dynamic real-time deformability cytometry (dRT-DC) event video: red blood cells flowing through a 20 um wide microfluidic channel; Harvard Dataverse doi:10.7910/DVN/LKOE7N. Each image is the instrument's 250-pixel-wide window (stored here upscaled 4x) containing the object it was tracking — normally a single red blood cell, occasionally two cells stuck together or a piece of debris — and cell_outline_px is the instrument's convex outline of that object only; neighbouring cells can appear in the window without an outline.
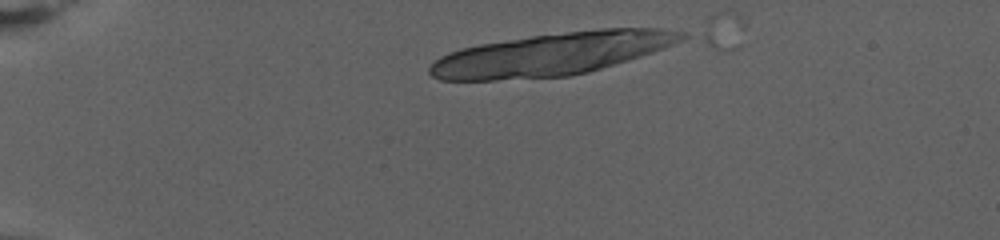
{"species": "human", "species_latin": "Homo sapiens", "temperature_condition": "warm", "stored_images_in_passage": 12, "segment_of_instrument_passage": [1, 2], "camera_frame_rate_fps": 3000, "um_per_image_px": 0.085, "donor": {"sex": "female"}, "frame": {"image": 1, "passage_image": 2, "time_ms": 0.333, "image_size_px": [1000, 240], "cell_outline_px": [[692, 36], [684, 40], [664, 48], [628, 60], [588, 72], [572, 76], [496, 80], [440, 80], [432, 76], [428, 72], [428, 68], [440, 56], [448, 52], [460, 48], [480, 44], [532, 36], [600, 28], [660, 28], [688, 32]], "centroid_in_image_um": [46.94, 4.59], "position_along_channel_um": 38.1, "area_um2": 62.66}}